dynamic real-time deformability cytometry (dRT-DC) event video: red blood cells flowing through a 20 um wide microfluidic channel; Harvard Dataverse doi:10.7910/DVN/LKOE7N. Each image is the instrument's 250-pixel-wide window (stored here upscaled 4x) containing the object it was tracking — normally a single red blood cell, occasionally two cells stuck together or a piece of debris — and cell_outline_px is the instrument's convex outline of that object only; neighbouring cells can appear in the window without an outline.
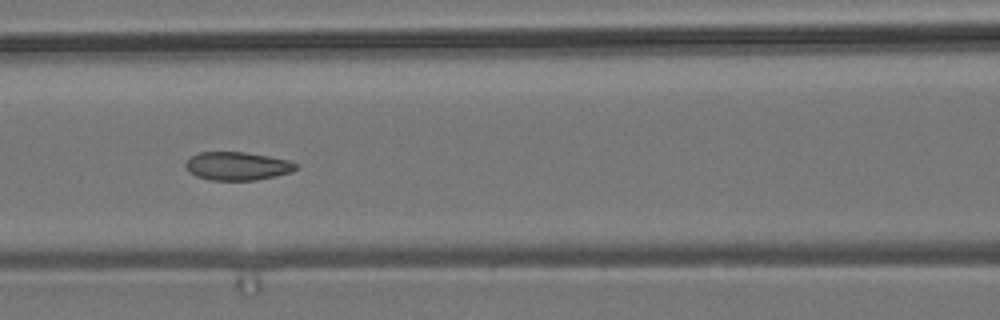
{"species": "common noctule bat (a hibernating species)", "species_latin": "Nyctalus noctula", "temperature_condition": "room temperature", "stored_images_in_passage": 9, "camera_frame_rate_fps": 3000, "um_per_image_px": 0.085, "animal": {"sex": "male", "body_mass_g": 19.2, "forearm_length_mm": 51.8}, "frame": {"image": 1, "passage_image": 7, "time_ms": 7.667, "image_size_px": [1000, 320], "cell_outline_px": [[296, 168], [292, 172], [276, 176], [256, 180], [208, 180], [196, 176], [188, 172], [184, 164], [192, 156], [200, 152], [244, 152], [268, 156], [288, 160], [296, 164]], "centroid_in_image_um": [20.15, 14.12], "position_along_channel_um": 146.5, "area_um2": 18.15}}
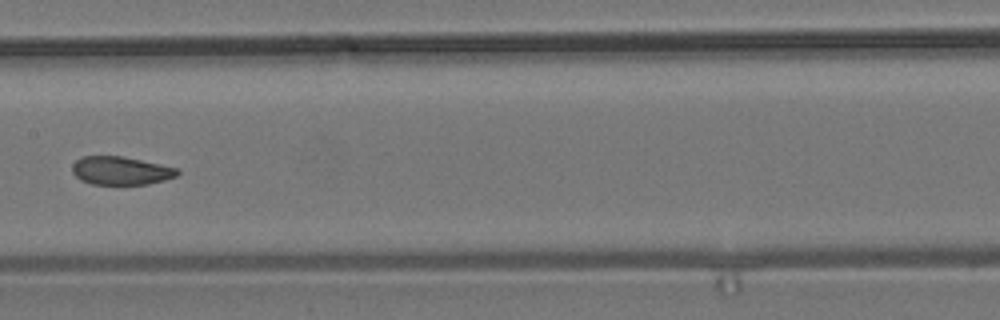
{"frame": {"image": 2, "passage_image": 8, "time_ms": 9.0, "image_size_px": [1000, 320], "cell_outline_px": [[180, 172], [176, 176], [164, 180], [148, 184], [92, 184], [80, 180], [72, 172], [72, 164], [76, 160], [84, 156], [124, 156], [180, 168]], "centroid_in_image_um": [10.29, 14.5], "position_along_channel_um": 197.1, "area_um2": 17.46}}
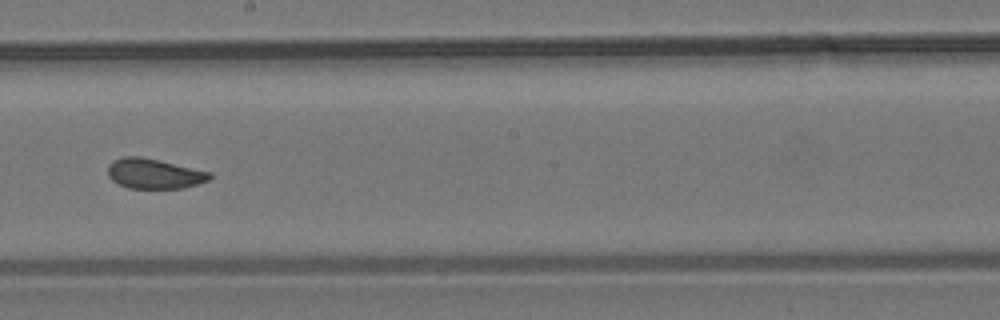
{"frame": {"image": 3, "passage_image": 9, "time_ms": 10.0, "image_size_px": [1000, 320], "cell_outline_px": [[212, 176], [208, 180], [184, 188], [128, 188], [112, 180], [108, 176], [108, 164], [112, 160], [124, 156], [140, 156], [212, 172]], "centroid_in_image_um": [13.08, 14.75], "position_along_channel_um": 235.1, "area_um2": 17.8}}